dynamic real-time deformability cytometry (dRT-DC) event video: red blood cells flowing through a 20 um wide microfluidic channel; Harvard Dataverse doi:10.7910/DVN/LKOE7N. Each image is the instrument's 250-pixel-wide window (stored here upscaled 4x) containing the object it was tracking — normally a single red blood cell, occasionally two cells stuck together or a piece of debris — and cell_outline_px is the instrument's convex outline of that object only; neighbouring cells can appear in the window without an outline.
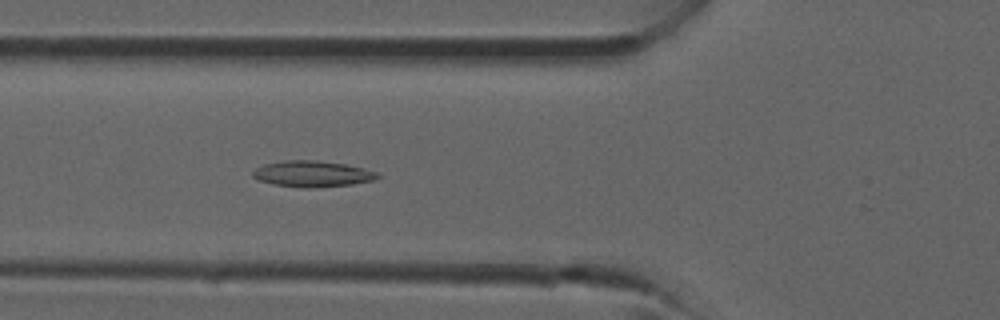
{"species": "common noctule bat (a hibernating species)", "species_latin": "Nyctalus noctula", "temperature_condition": "room temperature", "stored_images_in_passage": 15, "camera_frame_rate_fps": 3000, "um_per_image_px": 0.085, "animal": {"sex": "male", "forearm_length_mm": 52.5}, "frame": {"image": 1, "passage_image": 12, "time_ms": 3.667, "image_size_px": [1000, 320], "cell_outline_px": [[380, 176], [372, 180], [352, 184], [308, 188], [304, 188], [272, 184], [260, 180], [252, 176], [252, 172], [256, 168], [264, 164], [284, 160], [316, 160], [344, 164], [364, 168], [376, 172]], "centroid_in_image_um": [26.52, 14.77], "position_along_channel_um": 99.3, "area_um2": 18.79}}
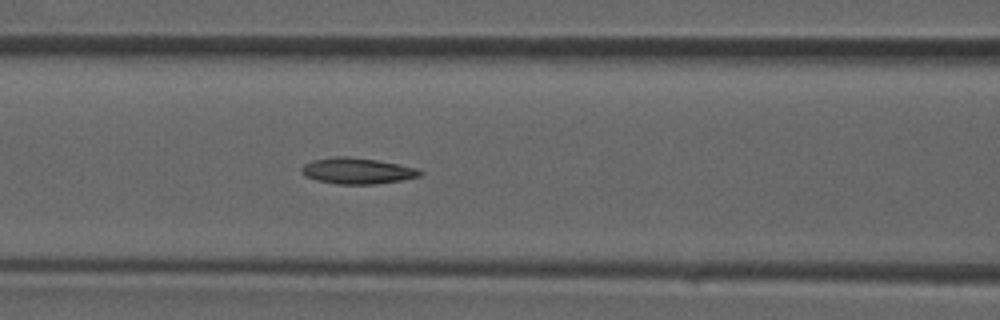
{"frame": {"image": 2, "passage_image": 14, "time_ms": 4.333, "image_size_px": [1000, 320], "cell_outline_px": [[424, 172], [420, 176], [400, 180], [372, 184], [336, 184], [316, 180], [304, 176], [300, 172], [300, 168], [304, 164], [312, 160], [332, 156], [348, 156], [376, 160], [420, 168]], "centroid_in_image_um": [30.33, 14.51], "position_along_channel_um": 136.3, "area_um2": 18.15}}